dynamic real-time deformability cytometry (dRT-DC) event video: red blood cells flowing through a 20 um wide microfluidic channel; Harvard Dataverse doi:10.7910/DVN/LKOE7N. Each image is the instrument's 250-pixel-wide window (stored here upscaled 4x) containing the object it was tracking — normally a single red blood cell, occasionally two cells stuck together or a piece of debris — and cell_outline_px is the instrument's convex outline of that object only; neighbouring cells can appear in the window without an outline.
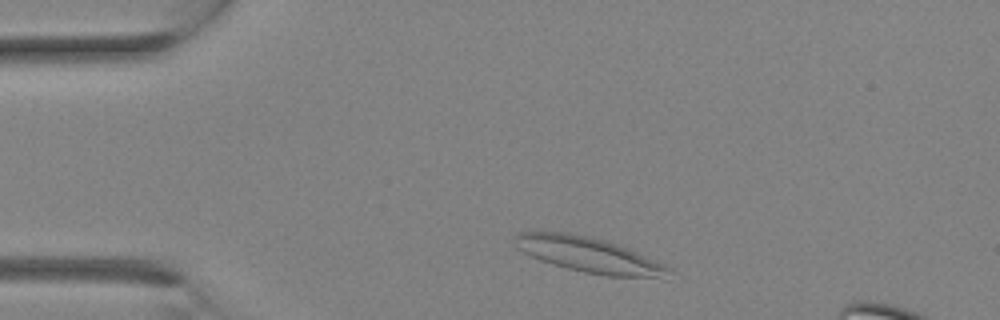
{"species": "Egyptian fruit bat (a non-hibernating species)", "species_latin": "Rousettus aegyptiacus", "temperature_condition": "room temperature", "stored_images_in_passage": 16, "camera_frame_rate_fps": 3000, "um_per_image_px": 0.085, "animal": {"sex": "female"}, "frame": {"image": 1, "passage_image": 2, "time_ms": 0.333, "image_size_px": [1000, 320], "cell_outline_px": [[672, 272], [664, 280], [604, 276], [584, 272], [552, 264], [540, 260], [516, 248], [512, 244], [516, 236], [520, 232], [568, 232], [588, 236], [604, 240], [628, 248], [664, 264], [672, 268]], "centroid_in_image_um": [50.15, 21.7], "position_along_channel_um": 34.8, "area_um2": 32.14}}
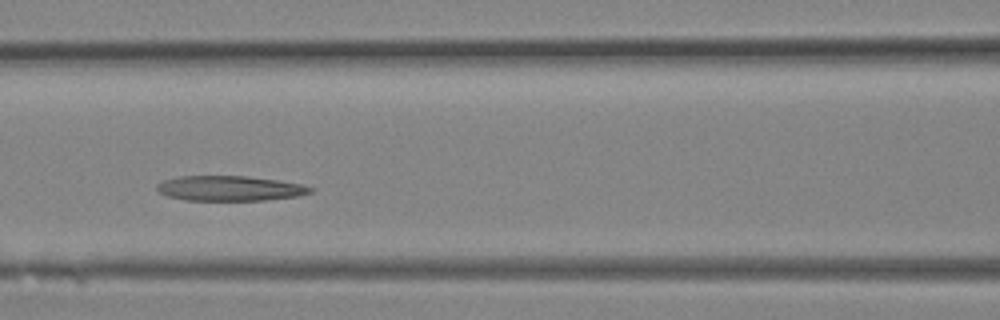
{"frame": {"image": 2, "passage_image": 9, "time_ms": 2.667, "image_size_px": [1000, 320], "cell_outline_px": [[316, 188], [312, 192], [296, 196], [264, 200], [184, 200], [168, 196], [160, 192], [156, 188], [156, 184], [164, 180], [176, 176], [248, 176], [304, 184]], "centroid_in_image_um": [19.54, 16.0], "position_along_channel_um": 147.1, "area_um2": 22.43}}
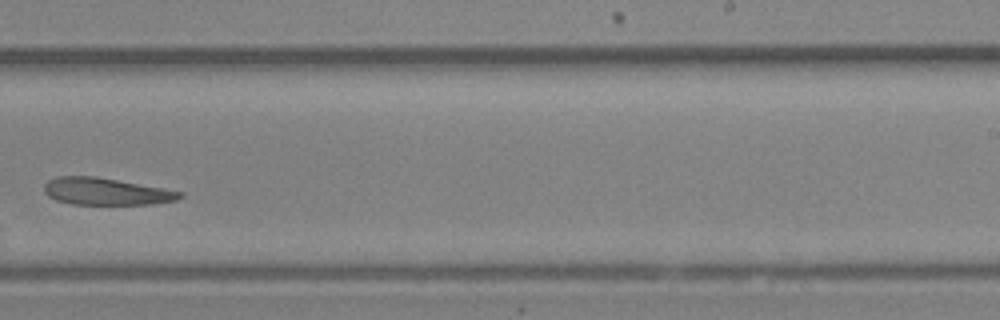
{"frame": {"image": 3, "passage_image": 15, "time_ms": 4.667, "image_size_px": [1000, 320], "cell_outline_px": [[184, 196], [176, 200], [152, 204], [72, 204], [56, 200], [48, 196], [44, 192], [44, 184], [48, 180], [56, 176], [96, 176], [164, 188], [184, 192]], "centroid_in_image_um": [9.01, 16.27], "position_along_channel_um": 280.0, "area_um2": 21.5}}